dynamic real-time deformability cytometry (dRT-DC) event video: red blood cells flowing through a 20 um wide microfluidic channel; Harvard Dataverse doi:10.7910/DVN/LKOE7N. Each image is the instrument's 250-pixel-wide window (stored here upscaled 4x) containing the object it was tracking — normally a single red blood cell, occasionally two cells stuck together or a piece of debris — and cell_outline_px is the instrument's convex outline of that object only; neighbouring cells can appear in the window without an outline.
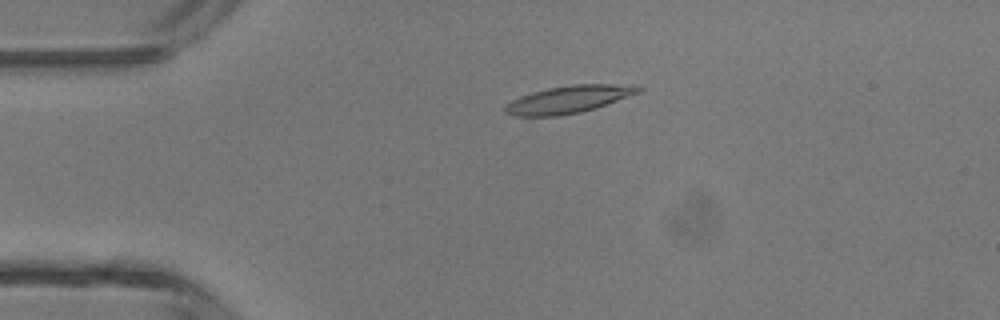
{"species": "common noctule bat (a hibernating species)", "species_latin": "Nyctalus noctula", "temperature_condition": "room temperature", "stored_images_in_passage": 5, "camera_frame_rate_fps": 3000, "um_per_image_px": 0.085, "animal": {"sex": "male", "body_mass_g": 13.3}, "frame": {"image": 1, "passage_image": 3, "time_ms": 0.667, "image_size_px": [1000, 320], "cell_outline_px": [[644, 88], [640, 92], [596, 108], [580, 112], [556, 116], [516, 116], [504, 112], [504, 108], [512, 100], [520, 96], [532, 92], [548, 88], [572, 84], [640, 84]], "centroid_in_image_um": [48.39, 8.43], "position_along_channel_um": 36.6, "area_um2": 21.39}}